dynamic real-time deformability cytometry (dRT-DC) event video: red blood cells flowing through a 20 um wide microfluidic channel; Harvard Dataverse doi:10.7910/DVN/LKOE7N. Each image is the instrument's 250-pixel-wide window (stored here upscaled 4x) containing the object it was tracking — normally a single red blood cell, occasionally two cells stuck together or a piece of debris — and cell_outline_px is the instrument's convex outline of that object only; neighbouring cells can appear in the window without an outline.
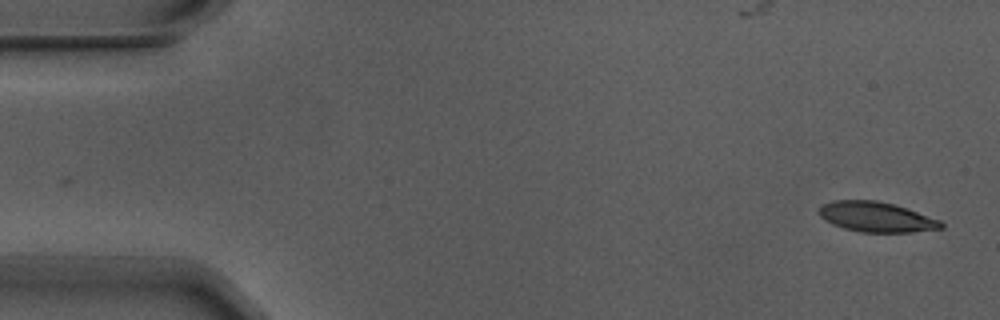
{"species": "Egyptian fruit bat (a non-hibernating species)", "species_latin": "Rousettus aegyptiacus", "temperature_condition": "warm", "stored_images_in_passage": 5, "camera_frame_rate_fps": 3000, "um_per_image_px": 0.085, "animal": {"sex": "male"}, "frame": {"image": 1, "passage_image": 1, "time_ms": 0.0, "image_size_px": [1000, 320], "cell_outline_px": [[944, 228], [912, 232], [860, 232], [844, 228], [832, 224], [824, 220], [816, 212], [824, 204], [832, 200], [876, 200], [892, 204], [940, 220], [944, 224]], "centroid_in_image_um": [74.45, 18.44], "position_along_channel_um": 10.6, "area_um2": 21.27}}
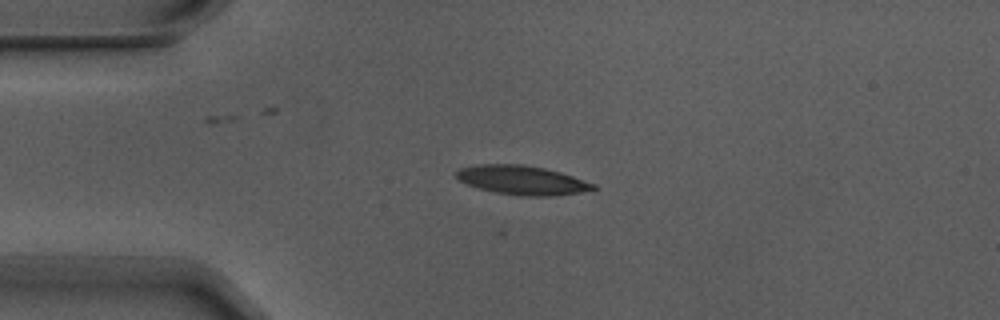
{"frame": {"image": 2, "passage_image": 4, "time_ms": 1.0, "image_size_px": [1000, 320], "cell_outline_px": [[596, 188], [580, 192], [552, 196], [520, 196], [496, 192], [476, 188], [460, 180], [456, 176], [456, 172], [460, 168], [480, 164], [520, 164], [544, 168], [560, 172], [596, 184]], "centroid_in_image_um": [44.37, 15.31], "position_along_channel_um": 40.6, "area_um2": 23.0}}